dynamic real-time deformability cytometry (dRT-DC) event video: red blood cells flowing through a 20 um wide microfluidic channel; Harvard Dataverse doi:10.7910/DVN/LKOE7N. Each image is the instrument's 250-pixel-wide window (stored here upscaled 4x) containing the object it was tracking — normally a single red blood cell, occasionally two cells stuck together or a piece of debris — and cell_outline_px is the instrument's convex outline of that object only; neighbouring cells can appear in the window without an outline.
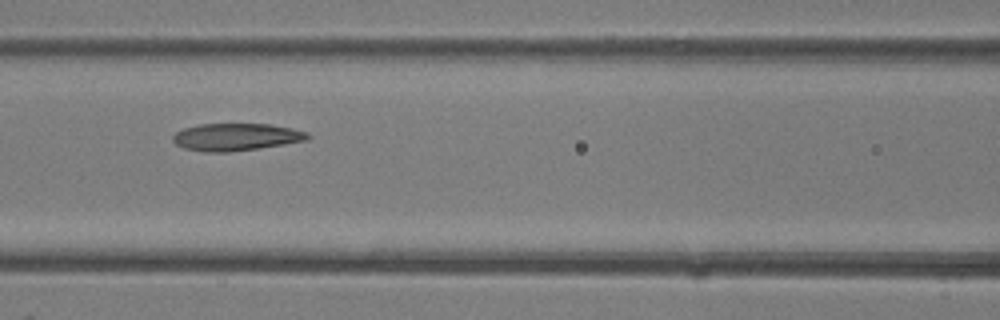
{"species": "common noctule bat (a hibernating species)", "species_latin": "Nyctalus noctula", "temperature_condition": "room temperature", "stored_images_in_passage": 4, "camera_frame_rate_fps": 3000, "um_per_image_px": 0.085, "animal": {"sex": "female"}, "frame": {"image": 1, "passage_image": 4, "time_ms": 1.0, "image_size_px": [1000, 320], "cell_outline_px": [[312, 136], [308, 140], [260, 148], [232, 152], [204, 152], [184, 148], [176, 144], [172, 140], [172, 136], [176, 132], [184, 128], [200, 124], [268, 124], [292, 128], [308, 132]], "centroid_in_image_um": [20.08, 11.65], "position_along_channel_um": 146.5, "area_um2": 21.62}}